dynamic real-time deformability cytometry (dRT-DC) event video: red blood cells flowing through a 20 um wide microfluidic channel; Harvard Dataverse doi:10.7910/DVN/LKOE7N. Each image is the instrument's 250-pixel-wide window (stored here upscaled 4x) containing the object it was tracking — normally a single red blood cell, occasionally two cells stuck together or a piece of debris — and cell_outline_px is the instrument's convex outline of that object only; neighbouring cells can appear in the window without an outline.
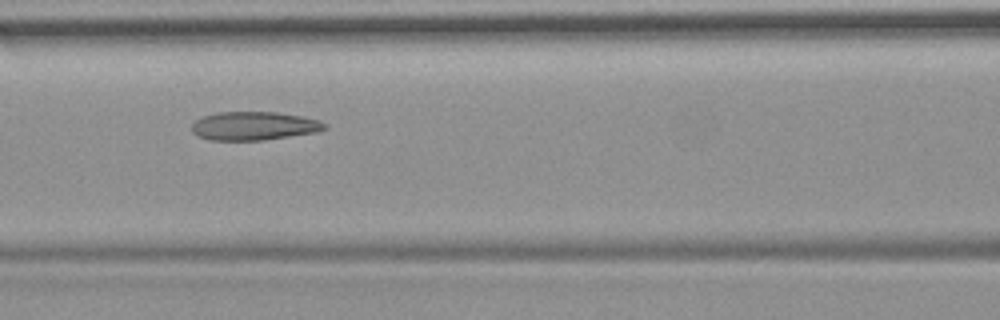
{"species": "common noctule bat (a hibernating species)", "species_latin": "Nyctalus noctula", "temperature_condition": "room temperature", "stored_images_in_passage": 9, "camera_frame_rate_fps": 3000, "um_per_image_px": 0.085, "animal": {"sex": "female", "body_mass_g": 19.9}, "frame": {"image": 1, "passage_image": 5, "time_ms": 4.667, "image_size_px": [1000, 320], "cell_outline_px": [[328, 128], [316, 132], [264, 140], [208, 140], [196, 136], [192, 132], [192, 124], [196, 120], [204, 116], [216, 112], [276, 112], [304, 116], [320, 120], [328, 124]], "centroid_in_image_um": [21.61, 10.7], "position_along_channel_um": 145.0, "area_um2": 22.31}}
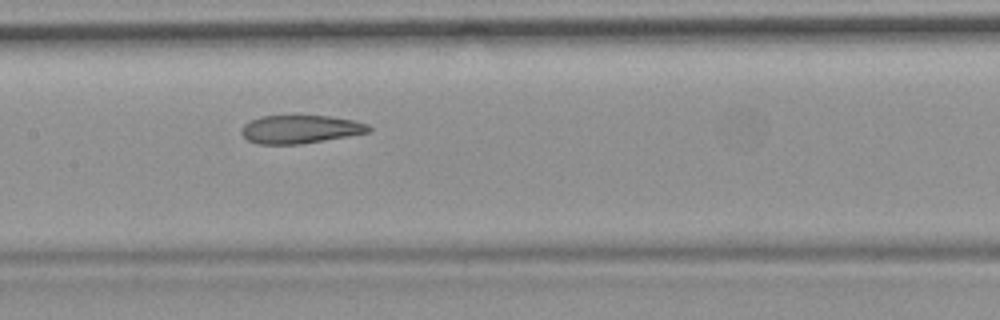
{"frame": {"image": 2, "passage_image": 6, "time_ms": 5.667, "image_size_px": [1000, 320], "cell_outline_px": [[372, 128], [368, 132], [348, 136], [300, 144], [256, 144], [248, 140], [240, 132], [240, 128], [244, 124], [260, 116], [292, 112], [332, 116], [352, 120], [368, 124]], "centroid_in_image_um": [25.48, 10.93], "position_along_channel_um": 181.9, "area_um2": 21.91}}